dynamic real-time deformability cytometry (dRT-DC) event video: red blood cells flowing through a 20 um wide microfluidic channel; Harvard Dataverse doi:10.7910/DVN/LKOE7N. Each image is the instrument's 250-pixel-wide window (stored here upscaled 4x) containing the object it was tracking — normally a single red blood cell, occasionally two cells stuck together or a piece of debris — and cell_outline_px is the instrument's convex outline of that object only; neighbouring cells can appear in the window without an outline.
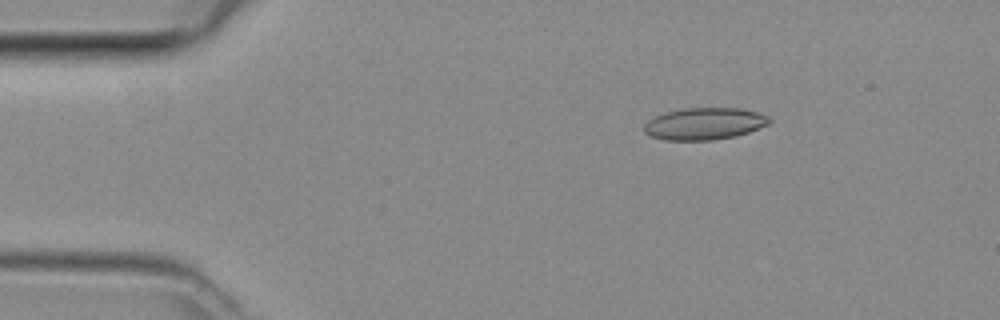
{"species": "common noctule bat (a hibernating species)", "species_latin": "Nyctalus noctula", "temperature_condition": "room temperature", "stored_images_in_passage": 36, "camera_frame_rate_fps": 3000, "um_per_image_px": 0.085, "animal": {"sex": "female", "body_mass_g": 29.2, "forearm_length_mm": 56.3}, "frame": {"image": 1, "passage_image": 1, "time_ms": 0.0, "image_size_px": [1000, 320], "cell_outline_px": [[772, 120], [768, 124], [748, 132], [736, 136], [712, 140], [664, 140], [648, 136], [644, 132], [644, 124], [648, 120], [664, 112], [684, 108], [740, 108], [756, 112], [768, 116]], "centroid_in_image_um": [59.84, 10.52], "position_along_channel_um": 25.2, "area_um2": 23.41}}
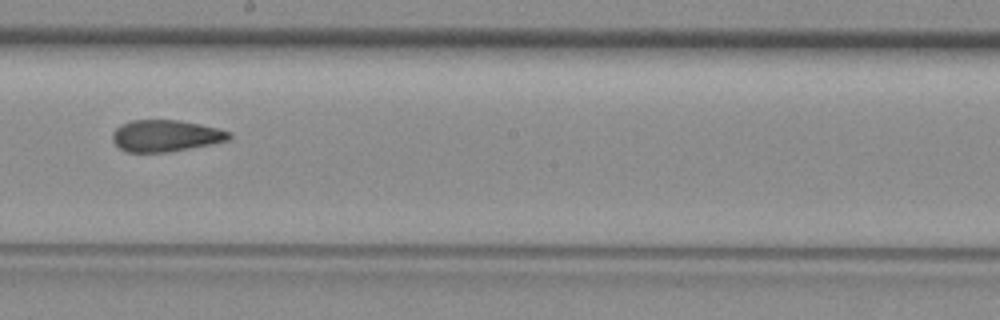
{"frame": {"image": 2, "passage_image": 20, "time_ms": 6.333, "image_size_px": [1000, 320], "cell_outline_px": [[232, 136], [228, 140], [168, 152], [128, 152], [120, 148], [112, 140], [112, 132], [120, 124], [132, 120], [180, 120], [220, 128], [232, 132]], "centroid_in_image_um": [14.07, 11.52], "position_along_channel_um": 234.1, "area_um2": 21.5}}
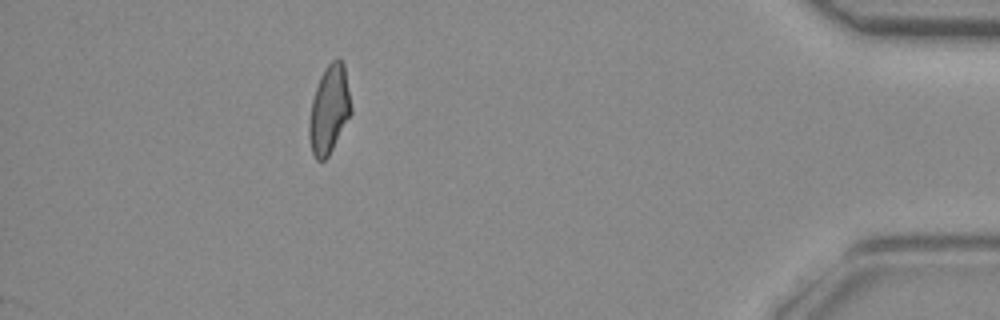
{"frame": {"image": 3, "passage_image": 36, "time_ms": 11.667, "image_size_px": [1000, 320], "cell_outline_px": [[352, 112], [328, 156], [324, 160], [316, 160], [312, 152], [308, 136], [308, 124], [312, 100], [320, 76], [328, 64], [336, 56], [344, 64], [352, 108]], "centroid_in_image_um": [27.97, 9.3], "position_along_channel_um": 407.2, "area_um2": 21.44}}